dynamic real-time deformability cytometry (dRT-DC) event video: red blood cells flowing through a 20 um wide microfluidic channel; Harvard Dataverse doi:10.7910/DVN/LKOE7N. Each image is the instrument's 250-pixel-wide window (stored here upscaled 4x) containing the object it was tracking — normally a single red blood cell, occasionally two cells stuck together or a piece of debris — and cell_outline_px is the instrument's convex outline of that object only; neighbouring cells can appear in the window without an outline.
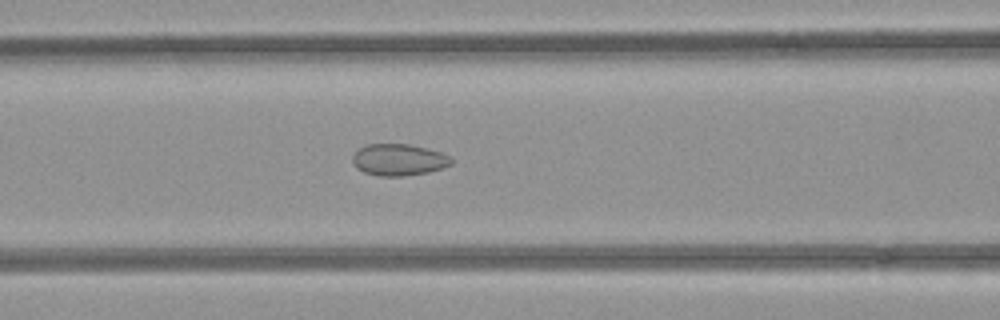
{"species": "common noctule bat (a hibernating species)", "species_latin": "Nyctalus noctula", "temperature_condition": "room temperature", "stored_images_in_passage": 50, "camera_frame_rate_fps": 3000, "um_per_image_px": 0.085, "animal": {"sex": "female", "body_mass_g": 21.9}, "frame": {"image": 1, "passage_image": 20, "time_ms": 6.333, "image_size_px": [1000, 320], "cell_outline_px": [[452, 164], [428, 172], [404, 176], [380, 176], [364, 172], [356, 168], [352, 164], [352, 156], [360, 148], [368, 144], [408, 144], [440, 152], [452, 156]], "centroid_in_image_um": [33.87, 13.58], "position_along_channel_um": 132.7, "area_um2": 18.15}}
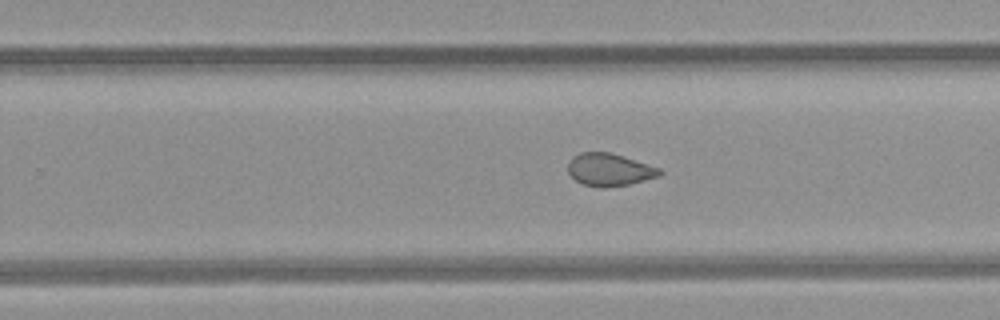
{"frame": {"image": 2, "passage_image": 31, "time_ms": 10.0, "image_size_px": [1000, 320], "cell_outline_px": [[664, 172], [660, 176], [628, 184], [604, 188], [600, 188], [584, 184], [576, 180], [568, 172], [568, 164], [572, 156], [580, 152], [612, 152], [660, 168]], "centroid_in_image_um": [51.81, 14.41], "position_along_channel_um": 278.0, "area_um2": 17.46}}
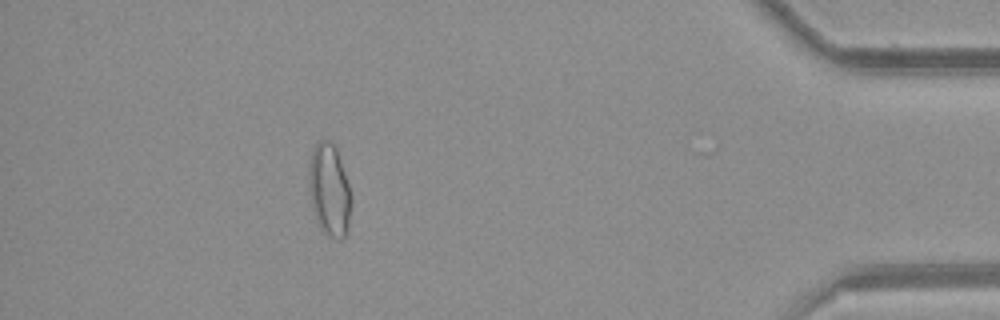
{"frame": {"image": 3, "passage_image": 45, "time_ms": 14.667, "image_size_px": [1000, 320], "cell_outline_px": [[352, 200], [348, 228], [344, 236], [340, 240], [336, 240], [328, 236], [320, 228], [316, 220], [312, 208], [308, 184], [308, 164], [312, 152], [316, 144], [320, 140], [328, 140], [336, 148], [352, 196]], "centroid_in_image_um": [27.98, 16.19], "position_along_channel_um": 407.2, "area_um2": 22.95}, "authors_computed_cell_mechanics": {"area_um2": 19.5942, "velocity_mm_per_s": 3.961, "shape_relaxation_time_tau1_ms": null, "shape_relaxation_time_tau2_ms": 1.7582, "deformation_change_tau1": null, "deformation_change_tau2": 0.0595}}